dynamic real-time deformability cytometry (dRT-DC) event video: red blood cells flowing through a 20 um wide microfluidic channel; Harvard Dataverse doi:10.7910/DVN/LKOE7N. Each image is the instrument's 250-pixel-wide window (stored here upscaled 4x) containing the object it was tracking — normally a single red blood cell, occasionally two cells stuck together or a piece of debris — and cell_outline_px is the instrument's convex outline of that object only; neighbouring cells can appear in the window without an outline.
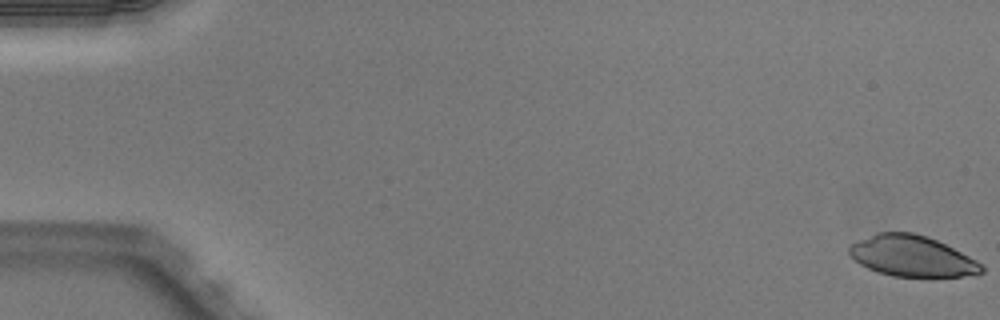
{"species": "Egyptian fruit bat (a non-hibernating species)", "species_latin": "Rousettus aegyptiacus", "temperature_condition": "warm", "stored_images_in_passage": 51, "camera_frame_rate_fps": 3000, "um_per_image_px": 0.085, "animal": {"sex": "male"}, "frame": {"image": 1, "passage_image": 1, "time_ms": 0.0, "image_size_px": [1000, 320], "cell_outline_px": [[984, 272], [976, 276], [892, 276], [868, 268], [860, 264], [848, 252], [848, 244], [856, 240], [876, 232], [912, 232], [928, 236], [984, 264]], "centroid_in_image_um": [77.51, 21.76], "position_along_channel_um": 7.5, "area_um2": 31.62}}
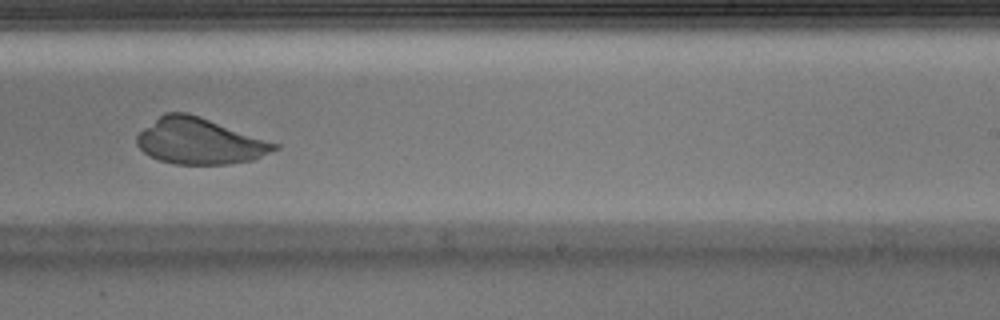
{"frame": {"image": 2, "passage_image": 33, "time_ms": 10.667, "image_size_px": [1000, 320], "cell_outline_px": [[280, 148], [252, 160], [228, 164], [172, 164], [160, 160], [144, 152], [136, 144], [136, 136], [144, 128], [164, 112], [188, 112], [200, 116], [280, 144]], "centroid_in_image_um": [16.98, 11.99], "position_along_channel_um": 272.0, "area_um2": 36.82}}